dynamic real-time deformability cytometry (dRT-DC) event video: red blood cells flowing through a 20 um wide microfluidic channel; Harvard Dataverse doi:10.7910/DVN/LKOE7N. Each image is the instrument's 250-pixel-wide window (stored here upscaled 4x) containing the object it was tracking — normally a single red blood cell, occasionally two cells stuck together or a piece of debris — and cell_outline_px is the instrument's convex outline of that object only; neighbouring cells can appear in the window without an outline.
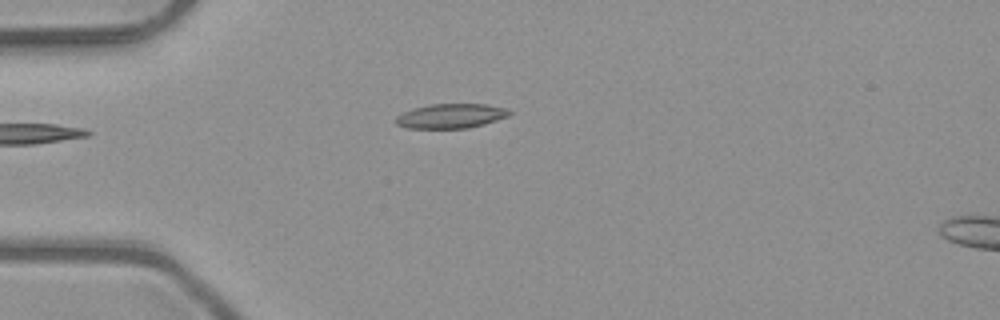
{"species": "common noctule bat (a hibernating species)", "species_latin": "Nyctalus noctula", "temperature_condition": "room temperature", "stored_images_in_passage": 4, "camera_frame_rate_fps": 3000, "um_per_image_px": 0.085, "animal": {"sex": "male", "body_mass_g": 23.1, "forearm_length_mm": 52.7}, "frame": {"image": 1, "passage_image": 4, "time_ms": 1.0, "image_size_px": [1000, 320], "cell_outline_px": [[512, 112], [508, 116], [484, 124], [468, 128], [408, 128], [396, 124], [396, 116], [412, 108], [432, 104], [484, 104], [508, 108]], "centroid_in_image_um": [38.34, 9.85], "position_along_channel_um": 46.7, "area_um2": 16.18}}